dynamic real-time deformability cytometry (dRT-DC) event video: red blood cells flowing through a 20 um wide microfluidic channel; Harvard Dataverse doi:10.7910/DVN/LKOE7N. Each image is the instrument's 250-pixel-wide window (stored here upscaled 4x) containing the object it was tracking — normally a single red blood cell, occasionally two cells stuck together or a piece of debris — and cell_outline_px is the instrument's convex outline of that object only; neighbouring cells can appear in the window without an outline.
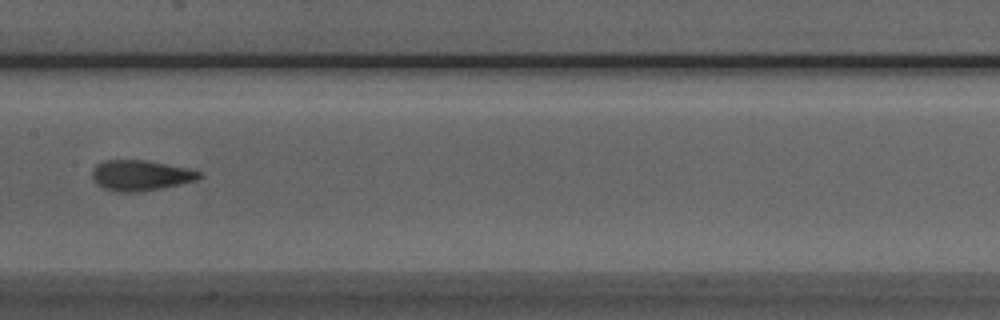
{"species": "Egyptian fruit bat (a non-hibernating species)", "species_latin": "Rousettus aegyptiacus", "temperature_condition": "room temperature", "stored_images_in_passage": 4, "camera_frame_rate_fps": 3000, "um_per_image_px": 0.085, "animal": {"sex": "male"}, "frame": {"image": 1, "passage_image": 4, "time_ms": 3.333, "image_size_px": [1000, 320], "cell_outline_px": [[204, 176], [196, 180], [180, 184], [160, 188], [136, 192], [112, 192], [96, 184], [92, 180], [92, 168], [96, 164], [104, 160], [148, 160], [188, 168], [200, 172]], "centroid_in_image_um": [11.91, 14.9], "position_along_channel_um": 195.5, "area_um2": 19.25}}